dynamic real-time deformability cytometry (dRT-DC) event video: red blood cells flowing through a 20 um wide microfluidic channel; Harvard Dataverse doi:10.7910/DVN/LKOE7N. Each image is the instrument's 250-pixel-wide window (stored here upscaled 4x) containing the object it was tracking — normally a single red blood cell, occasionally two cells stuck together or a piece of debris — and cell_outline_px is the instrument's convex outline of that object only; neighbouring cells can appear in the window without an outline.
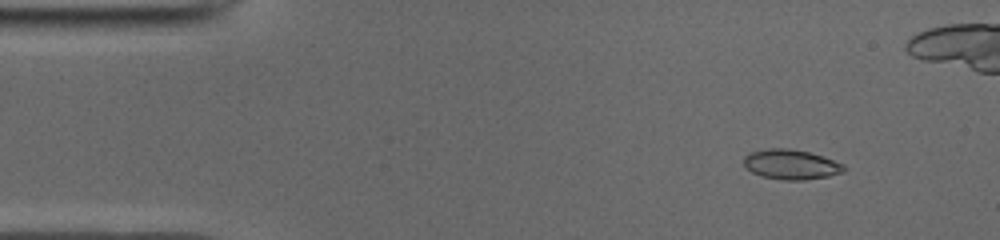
{"species": "common noctule bat (a hibernating species)", "species_latin": "Nyctalus noctula", "temperature_condition": "cold", "stored_images_in_passage": 48, "camera_frame_rate_fps": 3000, "um_per_image_px": 0.085, "animal": {"sex": "male", "body_mass_g": 19.0, "forearm_length_mm": 50.8}, "frame": {"image": 1, "passage_image": 5, "time_ms": 1.333, "image_size_px": [1000, 240], "cell_outline_px": [[836, 164], [832, 172], [820, 176], [768, 176], [756, 172], [752, 168], [748, 156], [756, 152], [804, 152], [820, 156]], "centroid_in_image_um": [67.18, 13.95], "position_along_channel_um": 17.8, "area_um2": 12.83}}
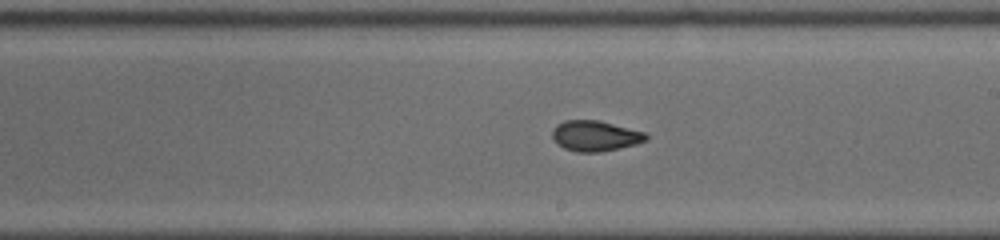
{"frame": {"image": 2, "passage_image": 28, "time_ms": 9.0, "image_size_px": [1000, 240], "cell_outline_px": [[644, 140], [612, 148], [568, 148], [560, 144], [556, 140], [556, 128], [560, 124], [572, 120], [592, 120], [640, 132], [644, 136]], "centroid_in_image_um": [50.55, 11.48], "position_along_channel_um": 238.4, "area_um2": 13.76}}
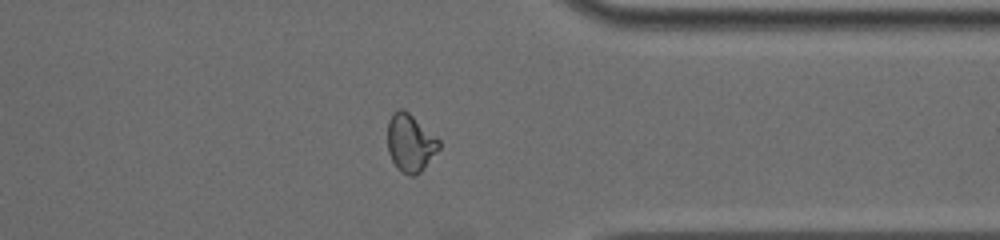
{"frame": {"image": 3, "passage_image": 39, "time_ms": 12.667, "image_size_px": [1000, 240], "cell_outline_px": [[440, 144], [424, 164], [416, 172], [408, 172], [400, 168], [396, 164], [392, 156], [388, 144], [388, 128], [392, 116], [396, 112], [404, 112], [436, 140]], "centroid_in_image_um": [34.81, 12.14], "position_along_channel_um": 376.6, "area_um2": 14.51}, "authors_computed_cell_mechanics": {"area_um2": 13.9587, "velocity_mm_per_s": 3.9547, "shape_relaxation_time_tau1_ms": null, "shape_relaxation_time_tau2_ms": 2.268, "deformation_change_tau1": null, "deformation_change_tau2": 0.0513}}